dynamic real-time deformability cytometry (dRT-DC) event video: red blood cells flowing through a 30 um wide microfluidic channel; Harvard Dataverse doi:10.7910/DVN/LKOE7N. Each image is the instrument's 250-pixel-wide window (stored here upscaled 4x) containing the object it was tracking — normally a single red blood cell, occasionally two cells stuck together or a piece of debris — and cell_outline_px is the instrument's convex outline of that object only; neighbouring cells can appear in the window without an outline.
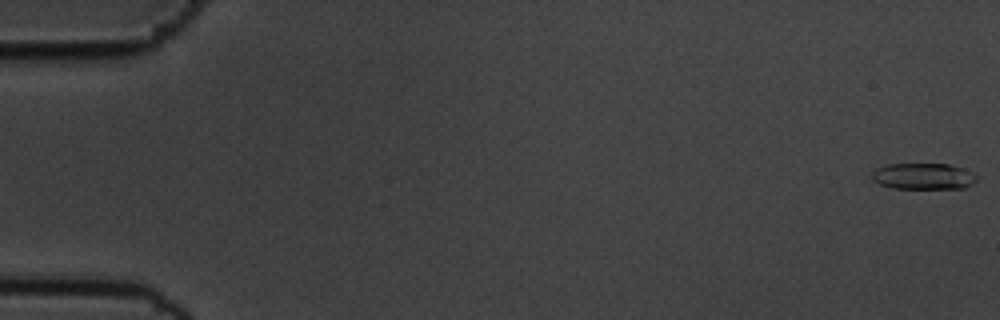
{"species": "common noctule bat (a hibernating species)", "species_latin": "Nyctalus noctula", "temperature_condition": "cold", "stored_images_in_passage": 57, "camera_frame_rate_fps": 3000, "um_per_image_px": 0.085, "animal": {"sex": "male", "body_mass_g": 19.5, "forearm_length_mm": 54.6}, "frame": {"image": 1, "passage_image": 1, "time_ms": 0.0, "image_size_px": [1000, 320], "cell_outline_px": [[976, 180], [972, 184], [964, 188], [892, 188], [880, 184], [872, 180], [872, 172], [876, 168], [888, 164], [948, 164], [964, 168], [972, 172], [976, 176]], "centroid_in_image_um": [78.48, 14.98], "position_along_channel_um": 6.5, "area_um2": 16.01}}
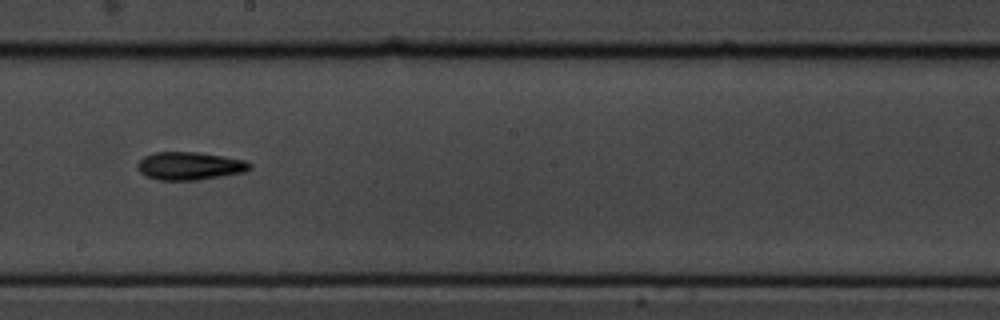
{"frame": {"image": 2, "passage_image": 33, "time_ms": 10.667, "image_size_px": [1000, 320], "cell_outline_px": [[252, 168], [244, 172], [196, 180], [156, 180], [144, 176], [136, 168], [136, 164], [144, 156], [156, 152], [196, 152], [224, 156], [244, 160], [252, 164]], "centroid_in_image_um": [16.09, 14.1], "position_along_channel_um": 232.1, "area_um2": 18.38}}
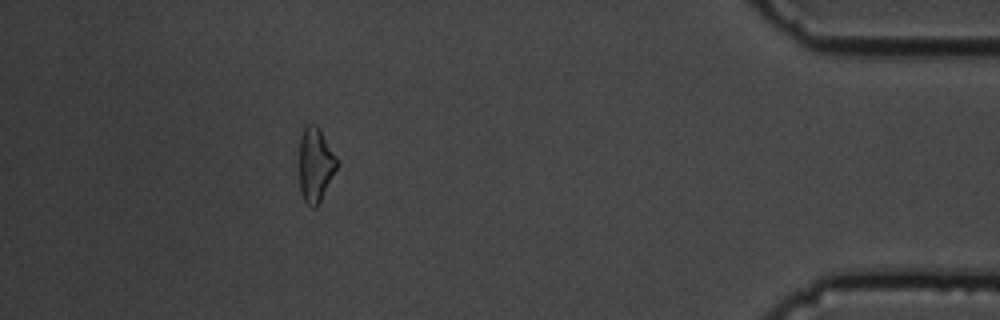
{"frame": {"image": 3, "passage_image": 52, "time_ms": 17.0, "image_size_px": [1000, 320], "cell_outline_px": [[340, 164], [316, 208], [312, 208], [304, 200], [300, 192], [300, 136], [304, 128], [308, 124], [316, 124], [320, 128], [340, 160]], "centroid_in_image_um": [26.85, 13.98], "position_along_channel_um": 408.3, "area_um2": 16.65}, "authors_computed_cell_mechanics": {"area_um2": 17.051, "velocity_mm_per_s": 3.5532, "shape_relaxation_time_tau1_ms": 4.9643, "shape_relaxation_time_tau2_ms": 6.7792, "deformation_change_tau1": 0.1437, "deformation_change_tau2": 0.1661}}